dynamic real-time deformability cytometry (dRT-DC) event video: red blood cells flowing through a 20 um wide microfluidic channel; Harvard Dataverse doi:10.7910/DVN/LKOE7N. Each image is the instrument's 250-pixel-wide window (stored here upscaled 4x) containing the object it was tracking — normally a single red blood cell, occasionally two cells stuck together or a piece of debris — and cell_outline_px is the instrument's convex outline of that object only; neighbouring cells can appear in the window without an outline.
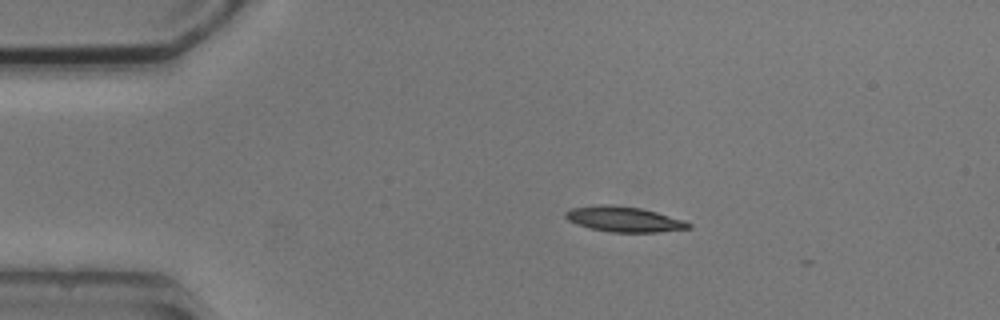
{"species": "common noctule bat (a hibernating species)", "species_latin": "Nyctalus noctula", "temperature_condition": "cold", "stored_images_in_passage": 3, "camera_frame_rate_fps": 3000, "um_per_image_px": 0.085, "animal": {"sex": "male", "body_mass_g": 20.5, "forearm_length_mm": 52.5}, "frame": {"image": 1, "passage_image": 1, "time_ms": 0.0, "image_size_px": [1000, 320], "cell_outline_px": [[692, 228], [656, 232], [612, 232], [592, 228], [576, 224], [568, 220], [564, 216], [564, 212], [572, 208], [600, 204], [612, 204], [640, 208], [656, 212], [684, 220], [692, 224]], "centroid_in_image_um": [53.03, 18.62], "position_along_channel_um": 32.0, "area_um2": 18.09}}
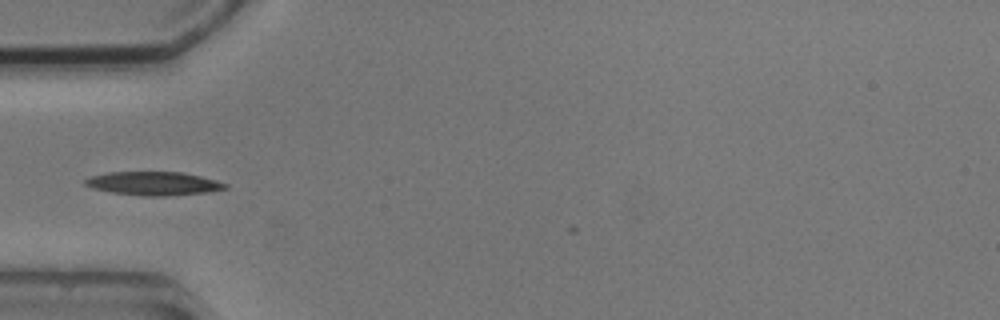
{"frame": {"image": 2, "passage_image": 3, "time_ms": 2.333, "image_size_px": [1000, 320], "cell_outline_px": [[228, 188], [208, 192], [164, 196], [140, 196], [112, 192], [92, 188], [84, 184], [84, 180], [88, 176], [108, 172], [180, 172], [200, 176], [216, 180], [228, 184]], "centroid_in_image_um": [13.03, 15.59], "position_along_channel_um": 72.0, "area_um2": 19.31}}